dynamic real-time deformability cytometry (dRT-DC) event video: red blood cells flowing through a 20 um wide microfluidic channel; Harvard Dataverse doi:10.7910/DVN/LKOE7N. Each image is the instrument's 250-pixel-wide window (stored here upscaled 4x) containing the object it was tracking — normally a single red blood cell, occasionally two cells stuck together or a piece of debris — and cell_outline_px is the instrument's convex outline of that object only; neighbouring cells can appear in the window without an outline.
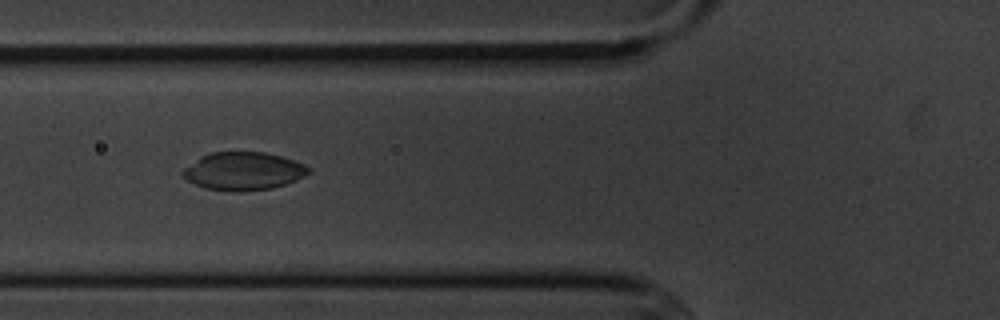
{"species": "common noctule bat (a hibernating species)", "species_latin": "Nyctalus noctula", "temperature_condition": "cold", "stored_images_in_passage": 10, "camera_frame_rate_fps": 3000, "um_per_image_px": 0.085, "animal": {"sex": "male", "body_mass_g": 20.1, "forearm_length_mm": 53.5}, "frame": {"image": 1, "passage_image": 5, "time_ms": 4.667, "image_size_px": [1000, 320], "cell_outline_px": [[312, 172], [296, 180], [272, 188], [204, 188], [188, 180], [180, 172], [184, 168], [200, 156], [208, 152], [264, 152], [280, 156], [304, 164]], "centroid_in_image_um": [20.68, 14.48], "position_along_channel_um": 105.1, "area_um2": 26.76}}
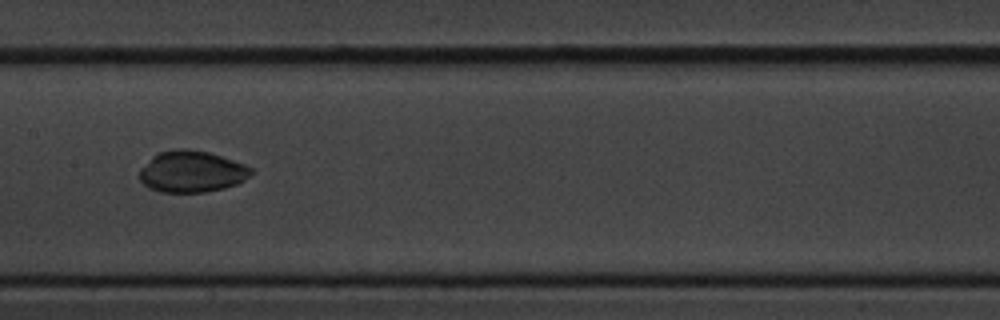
{"frame": {"image": 2, "passage_image": 7, "time_ms": 7.0, "image_size_px": [1000, 320], "cell_outline_px": [[252, 172], [244, 180], [236, 184], [224, 188], [204, 192], [160, 192], [148, 188], [140, 180], [140, 168], [152, 156], [160, 152], [180, 148], [188, 148], [208, 152], [244, 164], [252, 168]], "centroid_in_image_um": [16.26, 14.58], "position_along_channel_um": 191.1, "area_um2": 26.88}}
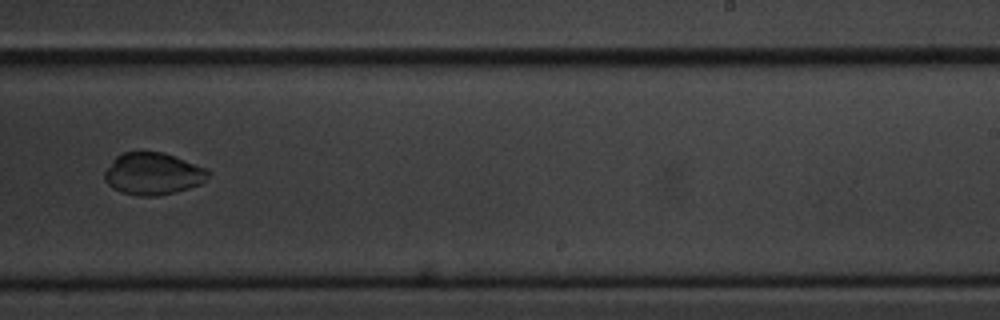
{"frame": {"image": 3, "passage_image": 9, "time_ms": 9.333, "image_size_px": [1000, 320], "cell_outline_px": [[212, 172], [200, 184], [188, 188], [156, 196], [140, 196], [120, 192], [112, 188], [104, 180], [104, 172], [112, 160], [116, 156], [124, 152], [164, 152], [204, 168]], "centroid_in_image_um": [12.95, 14.77], "position_along_channel_um": 276.0, "area_um2": 25.2}}